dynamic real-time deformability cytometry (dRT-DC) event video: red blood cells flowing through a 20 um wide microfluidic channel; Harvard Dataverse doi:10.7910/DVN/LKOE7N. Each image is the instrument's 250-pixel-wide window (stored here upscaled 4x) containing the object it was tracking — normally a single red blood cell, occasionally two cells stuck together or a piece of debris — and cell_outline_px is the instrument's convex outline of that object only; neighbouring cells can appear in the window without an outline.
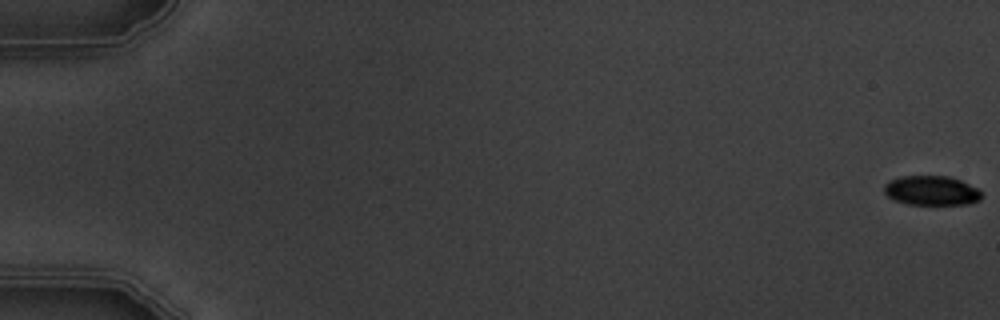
{"species": "common noctule bat (a hibernating species)", "species_latin": "Nyctalus noctula", "temperature_condition": "warm", "stored_images_in_passage": 7, "segment_of_instrument_passage": [1, 2], "camera_frame_rate_fps": 3000, "um_per_image_px": 0.085, "animal": {"sex": "male", "body_mass_g": 19.5, "forearm_length_mm": 54.6}, "frame": {"image": 1, "passage_image": 1, "time_ms": 0.0, "image_size_px": [1000, 320], "cell_outline_px": [[980, 200], [968, 204], [908, 204], [892, 200], [884, 192], [884, 184], [888, 180], [900, 176], [948, 176], [960, 180], [976, 188], [980, 192]], "centroid_in_image_um": [79.11, 16.19], "position_along_channel_um": 5.9, "area_um2": 16.7}}
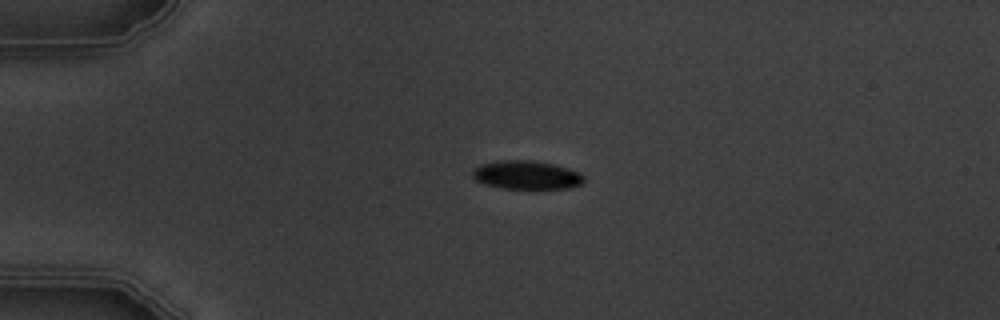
{"frame": {"image": 2, "passage_image": 5, "time_ms": 4.667, "image_size_px": [1000, 320], "cell_outline_px": [[584, 180], [580, 184], [568, 188], [504, 188], [484, 184], [476, 180], [472, 176], [472, 168], [480, 164], [500, 160], [532, 160], [556, 164], [580, 172], [584, 176]], "centroid_in_image_um": [44.74, 14.85], "position_along_channel_um": 40.3, "area_um2": 18.61}}